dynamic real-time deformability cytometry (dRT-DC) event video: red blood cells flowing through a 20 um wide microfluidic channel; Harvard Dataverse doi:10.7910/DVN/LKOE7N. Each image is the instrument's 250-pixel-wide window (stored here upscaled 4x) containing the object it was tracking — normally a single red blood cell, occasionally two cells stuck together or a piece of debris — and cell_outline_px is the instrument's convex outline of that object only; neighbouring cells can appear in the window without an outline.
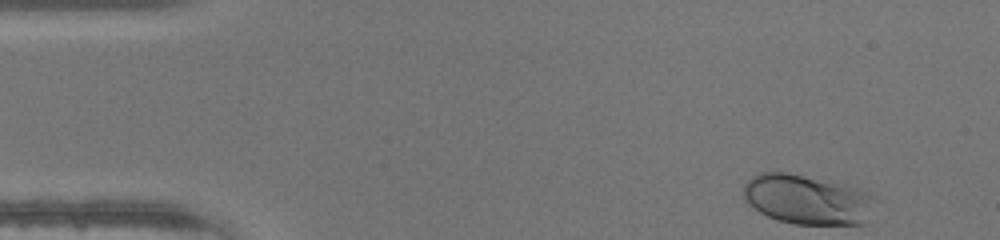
{"species": "human", "species_latin": "Homo sapiens", "temperature_condition": "warm", "stored_images_in_passage": 43, "camera_frame_rate_fps": 3000, "um_per_image_px": 0.085, "donor": {"sex": "male"}, "frame": {"image": 1, "passage_image": 1, "time_ms": 0.0, "image_size_px": [1000, 240], "cell_outline_px": [[876, 196], [868, 224], [796, 224], [780, 220], [768, 216], [760, 212], [748, 204], [744, 200], [744, 184], [752, 176], [760, 172], [788, 172], [836, 180], [868, 192]], "centroid_in_image_um": [68.67, 16.93], "position_along_channel_um": 16.3, "area_um2": 38.96}}
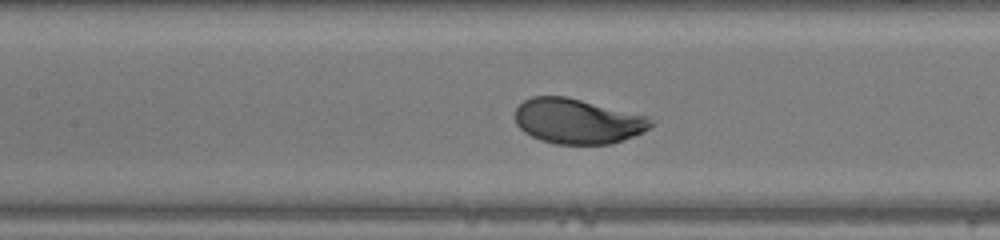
{"frame": {"image": 2, "passage_image": 18, "time_ms": 5.667, "image_size_px": [1000, 240], "cell_outline_px": [[656, 124], [624, 140], [612, 144], [556, 144], [540, 140], [524, 132], [516, 124], [516, 108], [524, 100], [532, 96], [568, 96], [648, 116]], "centroid_in_image_um": [49.09, 10.29], "position_along_channel_um": 158.3, "area_um2": 35.78}}
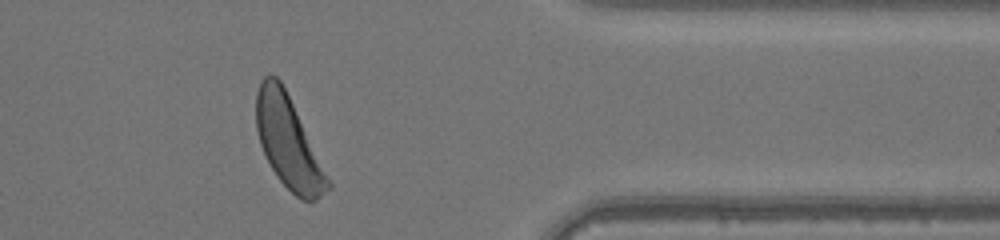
{"frame": {"image": 3, "passage_image": 35, "time_ms": 11.333, "image_size_px": [1000, 240], "cell_outline_px": [[332, 188], [316, 200], [300, 200], [276, 176], [260, 144], [256, 128], [256, 92], [260, 80], [264, 76], [276, 76], [280, 80], [332, 180]], "centroid_in_image_um": [24.54, 12.13], "position_along_channel_um": 386.9, "area_um2": 38.15}}